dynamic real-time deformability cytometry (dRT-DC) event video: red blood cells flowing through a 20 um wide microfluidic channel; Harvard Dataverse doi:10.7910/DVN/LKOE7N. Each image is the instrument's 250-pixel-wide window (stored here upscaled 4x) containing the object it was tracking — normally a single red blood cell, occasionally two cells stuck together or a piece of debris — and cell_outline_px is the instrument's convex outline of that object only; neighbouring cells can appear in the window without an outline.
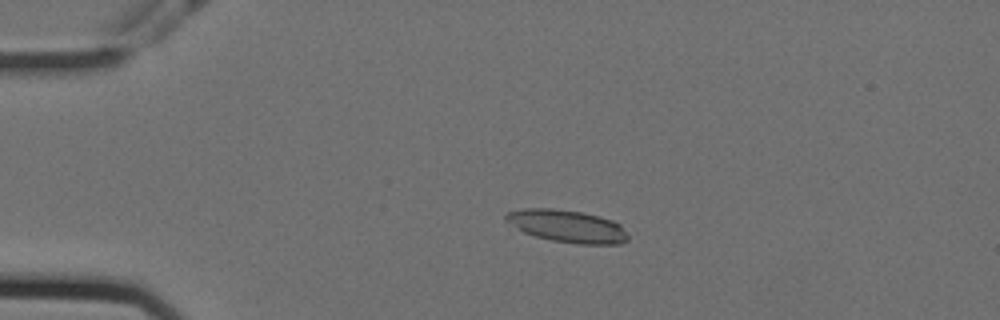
{"species": "Egyptian fruit bat (a non-hibernating species)", "species_latin": "Rousettus aegyptiacus", "temperature_condition": "cold", "stored_images_in_passage": 18, "camera_frame_rate_fps": 3000, "um_per_image_px": 0.085, "animal": {"sex": "female"}, "frame": {"image": 1, "passage_image": 12, "time_ms": 3.667, "image_size_px": [1000, 320], "cell_outline_px": [[628, 240], [620, 244], [580, 244], [552, 240], [536, 236], [524, 232], [504, 220], [504, 216], [508, 212], [524, 208], [552, 208], [580, 212], [612, 220], [620, 224], [628, 232]], "centroid_in_image_um": [48.23, 19.22], "position_along_channel_um": 36.8, "area_um2": 22.95}}